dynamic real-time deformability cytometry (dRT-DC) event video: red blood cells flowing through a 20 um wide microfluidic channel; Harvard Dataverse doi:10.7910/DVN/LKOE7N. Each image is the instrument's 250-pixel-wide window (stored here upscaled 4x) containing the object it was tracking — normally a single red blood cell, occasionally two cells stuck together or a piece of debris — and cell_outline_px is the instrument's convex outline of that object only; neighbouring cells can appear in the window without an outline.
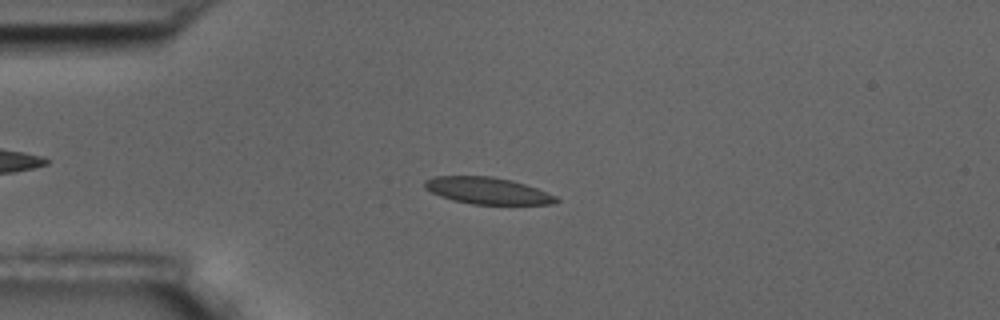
{"species": "common noctule bat (a hibernating species)", "species_latin": "Nyctalus noctula", "temperature_condition": "room temperature", "stored_images_in_passage": 57, "camera_frame_rate_fps": 3000, "um_per_image_px": 0.085, "animal": {"sex": "male", "body_mass_g": 17.5, "forearm_length_mm": 52.3}, "frame": {"image": 1, "passage_image": 14, "time_ms": 4.333, "image_size_px": [1000, 320], "cell_outline_px": [[560, 200], [552, 204], [472, 204], [452, 200], [440, 196], [424, 188], [424, 180], [432, 176], [492, 176], [512, 180], [536, 188], [556, 196]], "centroid_in_image_um": [41.4, 16.2], "position_along_channel_um": 43.6, "area_um2": 20.46}}
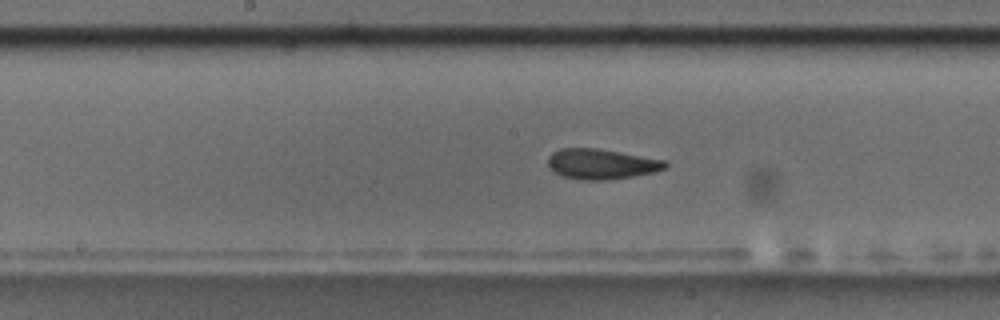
{"frame": {"image": 2, "passage_image": 29, "time_ms": 9.333, "image_size_px": [1000, 320], "cell_outline_px": [[668, 164], [664, 168], [656, 172], [632, 176], [604, 180], [580, 180], [560, 176], [552, 172], [548, 168], [548, 156], [552, 152], [560, 148], [596, 148], [668, 160]], "centroid_in_image_um": [51.08, 13.94], "position_along_channel_um": 197.1, "area_um2": 20.98}}
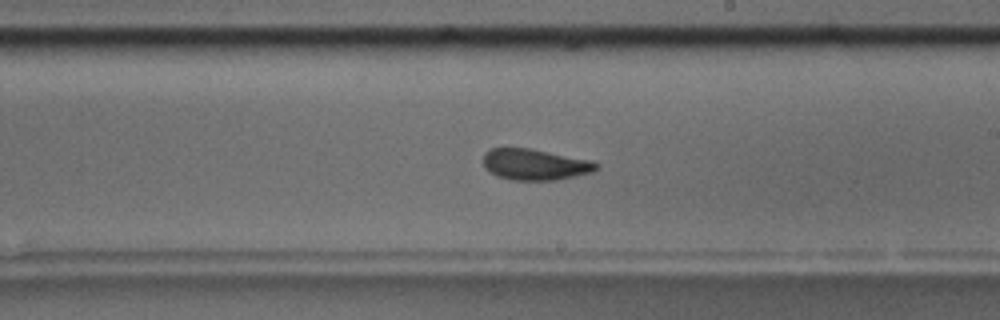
{"frame": {"image": 3, "passage_image": 33, "time_ms": 10.667, "image_size_px": [1000, 320], "cell_outline_px": [[600, 168], [592, 172], [556, 180], [512, 180], [496, 176], [484, 168], [484, 152], [488, 148], [532, 148], [592, 160], [600, 164]], "centroid_in_image_um": [45.48, 13.97], "position_along_channel_um": 243.5, "area_um2": 20.81}, "authors_computed_cell_mechanics": {"area_um2": 20.5768, "velocity_mm_per_s": 3.506, "shape_relaxation_time_tau1_ms": 2.9146, "shape_relaxation_time_tau2_ms": 1.3185, "deformation_change_tau1": 0.1239, "deformation_change_tau2": 0.0771}}